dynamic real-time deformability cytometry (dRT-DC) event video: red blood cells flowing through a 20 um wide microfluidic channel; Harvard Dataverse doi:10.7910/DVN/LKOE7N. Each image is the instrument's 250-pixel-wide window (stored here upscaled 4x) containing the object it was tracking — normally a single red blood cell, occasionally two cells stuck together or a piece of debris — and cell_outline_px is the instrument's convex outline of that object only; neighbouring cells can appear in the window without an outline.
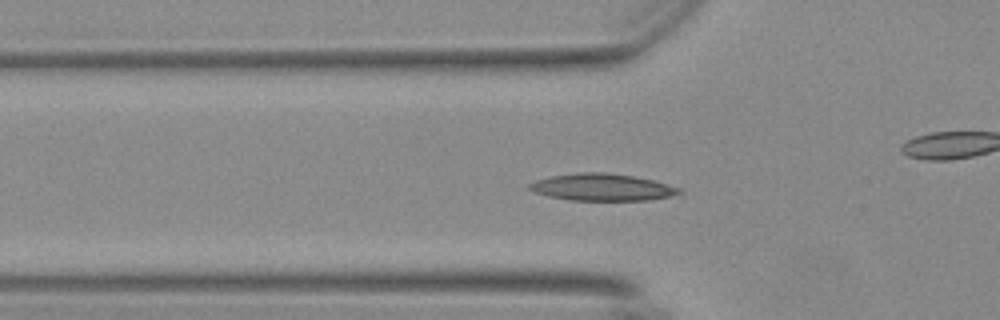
{"species": "Egyptian fruit bat (a non-hibernating species)", "species_latin": "Rousettus aegyptiacus", "temperature_condition": "warm", "stored_images_in_passage": 58, "camera_frame_rate_fps": 3000, "um_per_image_px": 0.085, "animal": {"sex": "female"}, "frame": {"image": 1, "passage_image": 20, "time_ms": 6.333, "image_size_px": [1000, 320], "cell_outline_px": [[684, 196], [648, 200], [572, 200], [548, 196], [536, 192], [528, 188], [528, 184], [536, 180], [552, 176], [576, 172], [604, 172], [632, 176], [652, 180], [680, 188]], "centroid_in_image_um": [51.26, 15.92], "position_along_channel_um": 74.5, "area_um2": 23.7}}
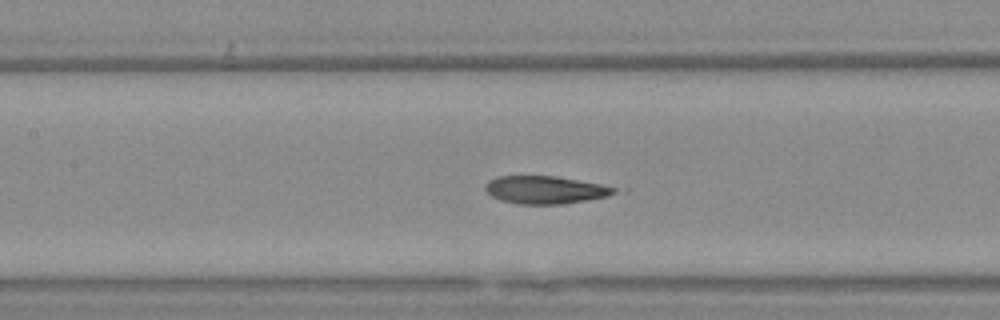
{"frame": {"image": 2, "passage_image": 27, "time_ms": 8.667, "image_size_px": [1000, 320], "cell_outline_px": [[616, 192], [608, 196], [564, 204], [516, 204], [500, 200], [492, 196], [484, 188], [488, 180], [496, 176], [556, 176], [600, 184], [616, 188]], "centroid_in_image_um": [46.3, 16.14], "position_along_channel_um": 161.1, "area_um2": 20.81}}
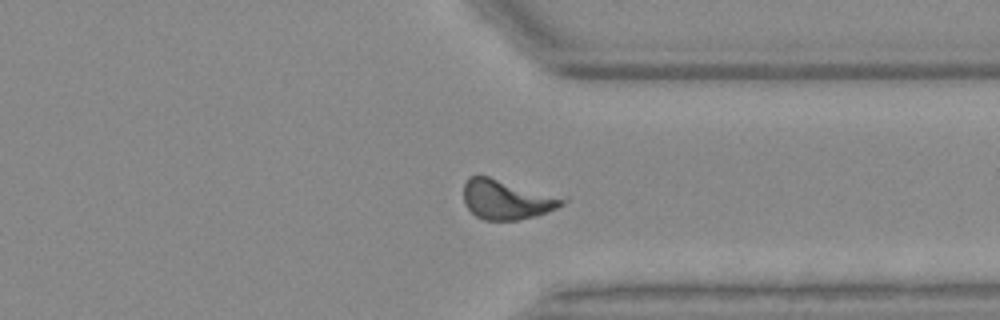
{"frame": {"image": 3, "passage_image": 44, "time_ms": 14.333, "image_size_px": [1000, 320], "cell_outline_px": [[568, 200], [564, 204], [548, 212], [536, 216], [520, 220], [484, 220], [476, 216], [464, 204], [464, 184], [468, 176], [488, 176], [568, 196]], "centroid_in_image_um": [43.15, 16.94], "position_along_channel_um": 368.2, "area_um2": 23.52}, "authors_computed_cell_mechanics": {"area_um2": 21.097, "velocity_mm_per_s": 3.6862, "shape_relaxation_time_tau1_ms": null, "shape_relaxation_time_tau2_ms": 4.5321, "deformation_change_tau1": null, "deformation_change_tau2": 0.0916}}